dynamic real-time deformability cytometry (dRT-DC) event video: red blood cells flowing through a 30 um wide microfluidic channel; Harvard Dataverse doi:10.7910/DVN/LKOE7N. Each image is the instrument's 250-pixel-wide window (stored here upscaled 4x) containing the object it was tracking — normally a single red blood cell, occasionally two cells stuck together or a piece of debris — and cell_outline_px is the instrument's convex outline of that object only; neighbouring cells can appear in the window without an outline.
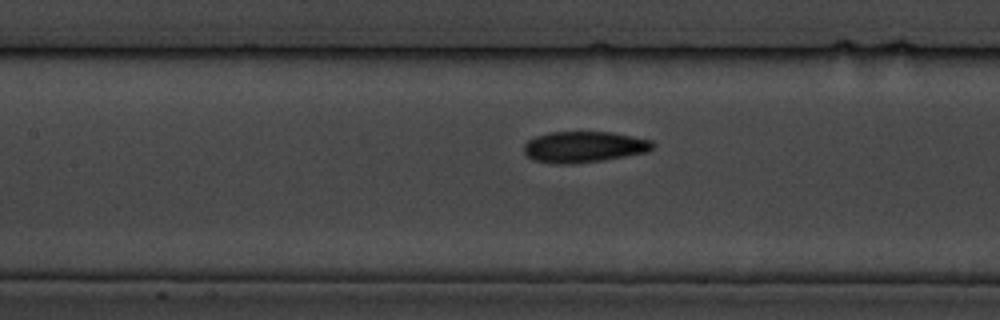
{"species": "common noctule bat (a hibernating species)", "species_latin": "Nyctalus noctula", "temperature_condition": "cold", "stored_images_in_passage": 9, "segment_of_instrument_passage": [2, 2], "camera_frame_rate_fps": 3000, "um_per_image_px": 0.085, "animal": {"sex": "male", "body_mass_g": 19.5, "forearm_length_mm": 54.6}, "frame": {"image": 1, "passage_image": 9, "time_ms": 9.333, "image_size_px": [1000, 320], "cell_outline_px": [[656, 144], [648, 152], [604, 160], [572, 164], [552, 164], [536, 160], [528, 156], [524, 152], [524, 144], [528, 140], [536, 136], [552, 132], [612, 132], [652, 140]], "centroid_in_image_um": [49.66, 12.49], "position_along_channel_um": 157.7, "area_um2": 23.41}}